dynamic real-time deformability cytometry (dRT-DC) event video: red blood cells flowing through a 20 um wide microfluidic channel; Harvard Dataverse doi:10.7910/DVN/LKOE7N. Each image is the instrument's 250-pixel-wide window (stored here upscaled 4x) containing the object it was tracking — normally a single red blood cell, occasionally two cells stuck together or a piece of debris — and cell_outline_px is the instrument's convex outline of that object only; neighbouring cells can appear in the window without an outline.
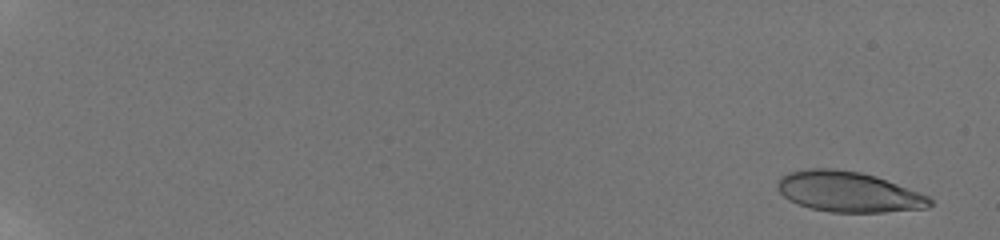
{"species": "human", "species_latin": "Homo sapiens", "temperature_condition": "room temperature", "stored_images_in_passage": 80, "camera_frame_rate_fps": 3000, "um_per_image_px": 0.085, "donor": {"sex": "male"}, "frame": {"image": 1, "passage_image": 3, "time_ms": 0.333, "image_size_px": [1000, 240], "cell_outline_px": [[932, 204], [928, 208], [884, 212], [828, 212], [808, 208], [788, 200], [776, 188], [776, 184], [780, 176], [788, 172], [808, 168], [832, 168], [860, 172], [876, 176], [928, 196], [932, 200]], "centroid_in_image_um": [72.06, 16.3], "position_along_channel_um": 12.9, "area_um2": 36.07}}
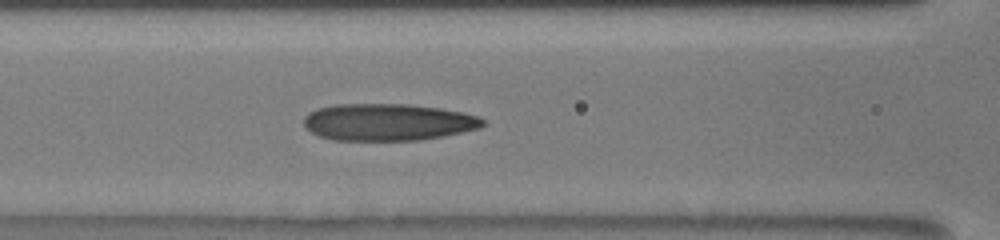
{"frame": {"image": 2, "passage_image": 41, "time_ms": 9.333, "image_size_px": [1000, 240], "cell_outline_px": [[484, 124], [480, 128], [440, 136], [416, 140], [332, 140], [320, 136], [312, 132], [304, 124], [304, 116], [308, 112], [316, 108], [336, 104], [408, 104], [440, 108], [464, 112], [480, 116], [484, 120]], "centroid_in_image_um": [32.96, 10.37], "position_along_channel_um": 133.6, "area_um2": 38.55}}
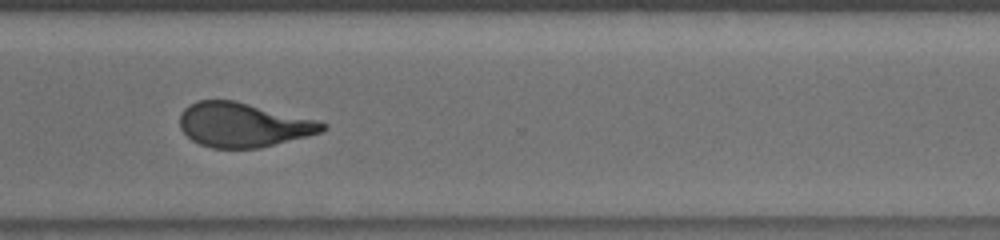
{"frame": {"image": 3, "passage_image": 57, "time_ms": 15.0, "image_size_px": [1000, 240], "cell_outline_px": [[328, 128], [320, 132], [308, 136], [260, 148], [212, 148], [200, 144], [192, 140], [180, 128], [180, 116], [184, 108], [188, 104], [196, 100], [236, 100], [316, 120], [328, 124]], "centroid_in_image_um": [20.66, 10.61], "position_along_channel_um": 349.9, "area_um2": 36.93}, "authors_computed_cell_mechanics": {"area_um2": 36.4429, "velocity_mm_per_s": 3.8252, "shape_relaxation_time_tau1_ms": 9.4557, "shape_relaxation_time_tau2_ms": 1.7183, "deformation_change_tau1": 0.2847, "deformation_change_tau2": 0.1043}}